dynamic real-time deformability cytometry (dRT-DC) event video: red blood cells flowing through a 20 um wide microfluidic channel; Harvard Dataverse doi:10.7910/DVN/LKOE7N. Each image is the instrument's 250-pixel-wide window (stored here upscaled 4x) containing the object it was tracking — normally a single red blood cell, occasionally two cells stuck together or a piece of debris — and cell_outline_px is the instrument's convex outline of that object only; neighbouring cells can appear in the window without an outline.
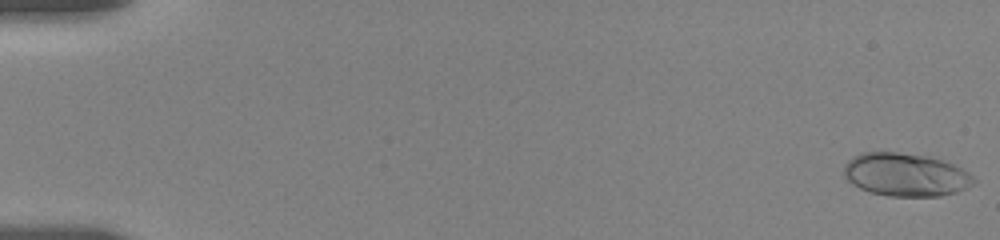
{"species": "human", "species_latin": "Homo sapiens", "temperature_condition": "room temperature", "stored_images_in_passage": 11, "camera_frame_rate_fps": 3000, "um_per_image_px": 0.085, "donor": {"sex": "female"}, "frame": {"image": 1, "passage_image": 1, "time_ms": 0.0, "image_size_px": [1000, 240], "cell_outline_px": [[976, 180], [972, 184], [956, 192], [940, 196], [888, 196], [872, 192], [860, 188], [852, 184], [844, 176], [844, 164], [852, 156], [860, 152], [896, 152], [928, 156], [952, 164], [968, 172]], "centroid_in_image_um": [76.93, 14.84], "position_along_channel_um": 8.1, "area_um2": 32.48}}